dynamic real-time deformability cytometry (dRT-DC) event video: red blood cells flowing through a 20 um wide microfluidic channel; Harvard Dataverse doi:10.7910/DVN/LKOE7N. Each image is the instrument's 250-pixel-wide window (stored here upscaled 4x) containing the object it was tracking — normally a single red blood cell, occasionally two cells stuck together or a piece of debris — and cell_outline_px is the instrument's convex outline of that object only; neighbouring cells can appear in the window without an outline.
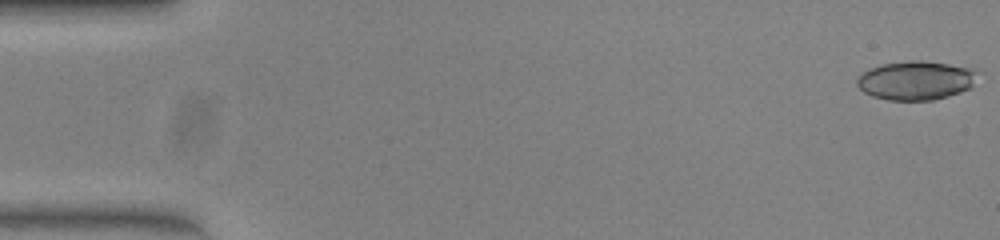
{"species": "common noctule bat (a hibernating species)", "species_latin": "Nyctalus noctula", "temperature_condition": "warm", "stored_images_in_passage": 50, "camera_frame_rate_fps": 3000, "um_per_image_px": 0.085, "animal": {"sex": "female", "body_mass_g": 23.0, "forearm_length_mm": 53.4}, "frame": {"image": 1, "passage_image": 1, "time_ms": 0.0, "image_size_px": [1000, 240], "cell_outline_px": [[976, 72], [972, 88], [948, 96], [932, 100], [888, 100], [872, 96], [864, 92], [856, 84], [856, 80], [864, 72], [872, 68], [884, 64], [908, 60], [924, 60], [972, 68]], "centroid_in_image_um": [77.85, 6.84], "position_along_channel_um": 7.1, "area_um2": 27.17}}
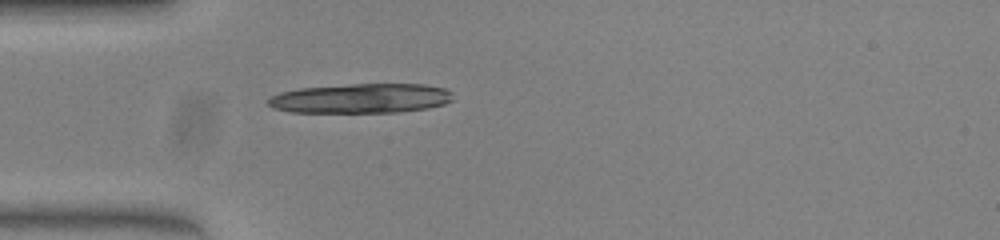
{"frame": {"image": 2, "passage_image": 15, "time_ms": 4.667, "image_size_px": [1000, 240], "cell_outline_px": [[452, 100], [444, 104], [428, 108], [400, 112], [292, 112], [272, 108], [268, 104], [268, 100], [272, 96], [280, 92], [300, 88], [352, 84], [424, 84], [444, 88], [452, 92]], "centroid_in_image_um": [30.7, 8.36], "position_along_channel_um": 54.3, "area_um2": 31.85}}